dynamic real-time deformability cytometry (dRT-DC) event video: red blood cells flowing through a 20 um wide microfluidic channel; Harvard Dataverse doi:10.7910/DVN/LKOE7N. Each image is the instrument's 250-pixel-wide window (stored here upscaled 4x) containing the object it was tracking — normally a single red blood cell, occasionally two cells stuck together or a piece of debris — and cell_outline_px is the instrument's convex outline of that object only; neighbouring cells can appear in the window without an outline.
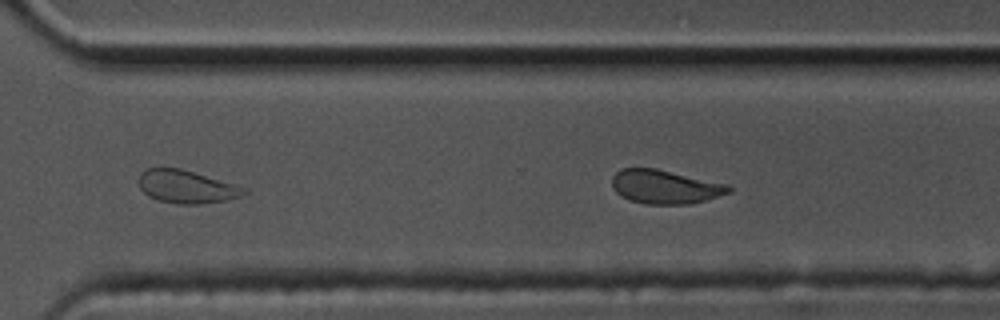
{"species": "common noctule bat (a hibernating species)", "species_latin": "Nyctalus noctula", "temperature_condition": "cold", "stored_images_in_passage": 26, "camera_frame_rate_fps": 3000, "um_per_image_px": 0.085, "animal": {"sex": "male", "body_mass_g": 17.5, "forearm_length_mm": 52.3}, "frame": {"image": 1, "passage_image": 26, "time_ms": 8.333, "image_size_px": [1000, 320], "cell_outline_px": [[732, 192], [704, 200], [688, 204], [644, 204], [628, 200], [616, 192], [612, 188], [612, 176], [620, 168], [656, 168], [728, 184], [732, 188]], "centroid_in_image_um": [56.51, 15.87], "position_along_channel_um": 314.1, "area_um2": 23.12}}